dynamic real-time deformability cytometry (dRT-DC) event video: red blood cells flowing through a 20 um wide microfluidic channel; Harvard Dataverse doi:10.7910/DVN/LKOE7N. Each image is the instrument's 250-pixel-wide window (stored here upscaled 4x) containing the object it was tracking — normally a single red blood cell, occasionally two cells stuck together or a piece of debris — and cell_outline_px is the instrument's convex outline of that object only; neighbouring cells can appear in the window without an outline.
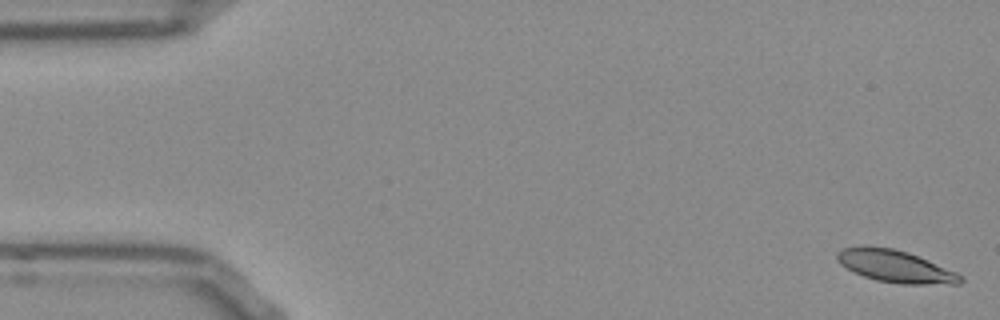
{"species": "Egyptian fruit bat (a non-hibernating species)", "species_latin": "Rousettus aegyptiacus", "temperature_condition": "room temperature", "stored_images_in_passage": 52, "camera_frame_rate_fps": 3000, "um_per_image_px": 0.085, "frame": {"image": 1, "passage_image": 1, "time_ms": 0.0, "image_size_px": [1000, 320], "cell_outline_px": [[964, 280], [960, 284], [900, 284], [876, 280], [864, 276], [840, 264], [836, 260], [836, 252], [844, 248], [892, 248], [908, 252], [956, 272], [964, 276]], "centroid_in_image_um": [76.17, 22.67], "position_along_channel_um": 8.8, "area_um2": 22.6}}
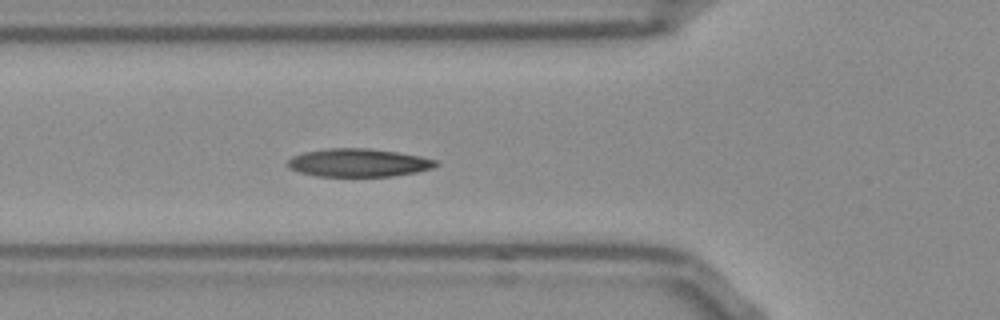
{"frame": {"image": 2, "passage_image": 18, "time_ms": 5.667, "image_size_px": [1000, 320], "cell_outline_px": [[440, 164], [432, 168], [416, 172], [392, 176], [316, 176], [300, 172], [288, 168], [284, 164], [292, 156], [304, 152], [328, 148], [368, 148], [396, 152], [420, 156], [436, 160]], "centroid_in_image_um": [30.43, 13.83], "position_along_channel_um": 95.4, "area_um2": 24.33}}
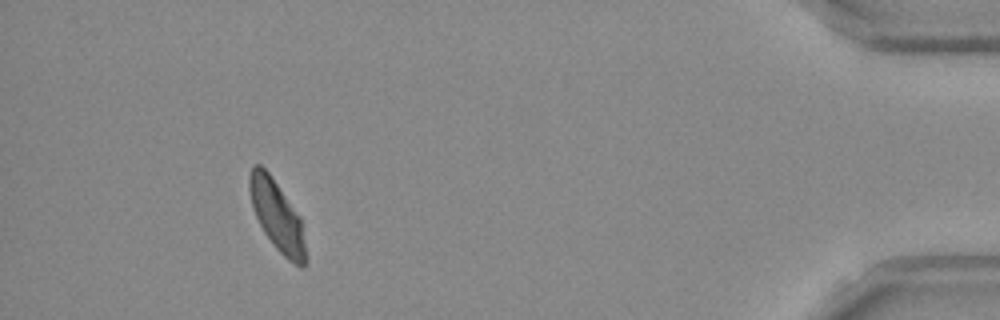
{"frame": {"image": 3, "passage_image": 48, "time_ms": 15.667, "image_size_px": [1000, 320], "cell_outline_px": [[304, 268], [300, 268], [288, 260], [276, 248], [264, 232], [252, 208], [248, 188], [248, 176], [252, 164], [260, 164], [268, 172], [300, 216], [304, 244]], "centroid_in_image_um": [23.49, 18.29], "position_along_channel_um": 411.7, "area_um2": 22.66}, "authors_computed_cell_mechanics": {"area_um2": 23.7269, "velocity_mm_per_s": 3.8186, "shape_relaxation_time_tau1_ms": 5.3931, "shape_relaxation_time_tau2_ms": 3.0491, "deformation_change_tau1": 0.1396, "deformation_change_tau2": 0.0795}}